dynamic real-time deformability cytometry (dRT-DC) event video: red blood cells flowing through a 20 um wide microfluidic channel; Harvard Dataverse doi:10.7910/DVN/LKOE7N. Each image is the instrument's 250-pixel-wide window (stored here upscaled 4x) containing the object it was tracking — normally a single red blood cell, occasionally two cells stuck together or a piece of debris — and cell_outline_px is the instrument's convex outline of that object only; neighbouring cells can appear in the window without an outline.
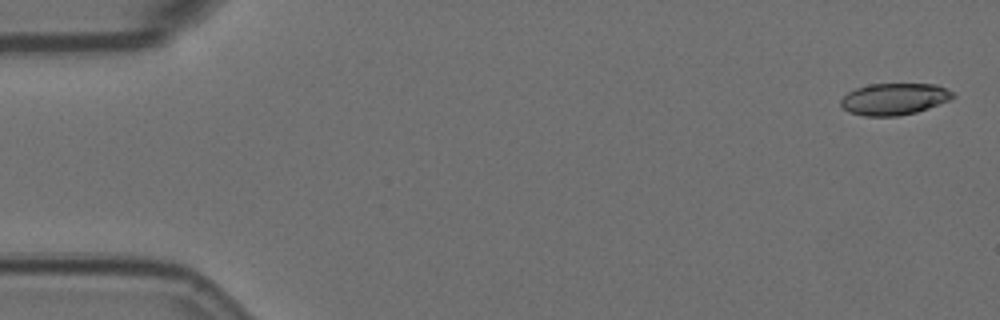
{"species": "Egyptian fruit bat (a non-hibernating species)", "species_latin": "Rousettus aegyptiacus", "temperature_condition": "room temperature", "stored_images_in_passage": 15, "camera_frame_rate_fps": 3000, "um_per_image_px": 0.085, "animal": {"sex": "female"}, "frame": {"image": 1, "passage_image": 1, "time_ms": 0.0, "image_size_px": [1000, 320], "cell_outline_px": [[956, 96], [948, 100], [928, 108], [916, 112], [900, 116], [864, 116], [848, 112], [840, 104], [840, 100], [848, 92], [856, 88], [868, 84], [936, 84], [956, 92]], "centroid_in_image_um": [76.02, 8.41], "position_along_channel_um": 9.0, "area_um2": 20.81}}
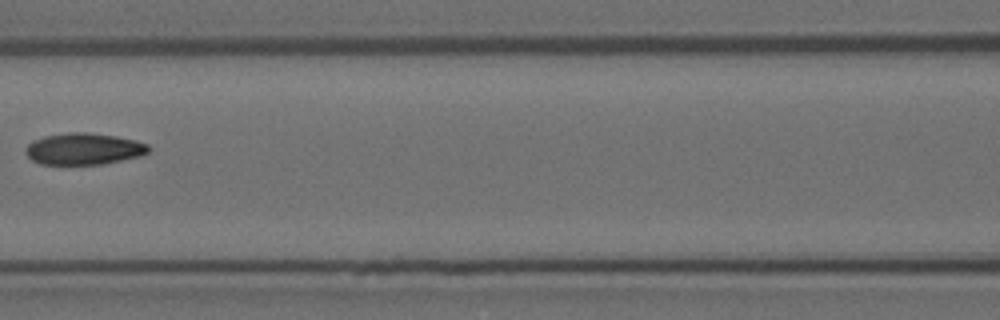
{"frame": {"image": 2, "passage_image": 7, "time_ms": 2.0, "image_size_px": [1000, 320], "cell_outline_px": [[152, 148], [148, 152], [140, 156], [100, 164], [40, 164], [32, 160], [24, 152], [24, 148], [32, 140], [44, 136], [68, 132], [88, 132], [116, 136], [136, 140], [148, 144]], "centroid_in_image_um": [7.1, 12.64], "position_along_channel_um": 159.5, "area_um2": 22.77}}
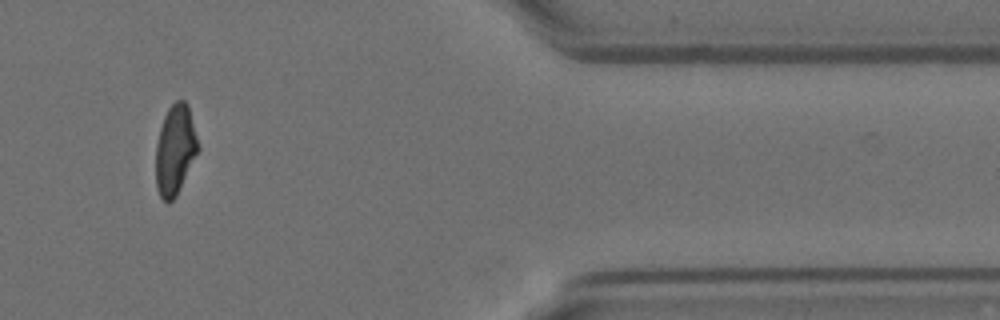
{"frame": {"image": 3, "passage_image": 13, "time_ms": 4.0, "image_size_px": [1000, 320], "cell_outline_px": [[200, 148], [176, 196], [168, 204], [160, 196], [156, 188], [156, 144], [160, 128], [164, 116], [168, 108], [176, 100], [184, 100], [188, 104]], "centroid_in_image_um": [14.89, 12.73], "position_along_channel_um": 396.5, "area_um2": 22.14}}